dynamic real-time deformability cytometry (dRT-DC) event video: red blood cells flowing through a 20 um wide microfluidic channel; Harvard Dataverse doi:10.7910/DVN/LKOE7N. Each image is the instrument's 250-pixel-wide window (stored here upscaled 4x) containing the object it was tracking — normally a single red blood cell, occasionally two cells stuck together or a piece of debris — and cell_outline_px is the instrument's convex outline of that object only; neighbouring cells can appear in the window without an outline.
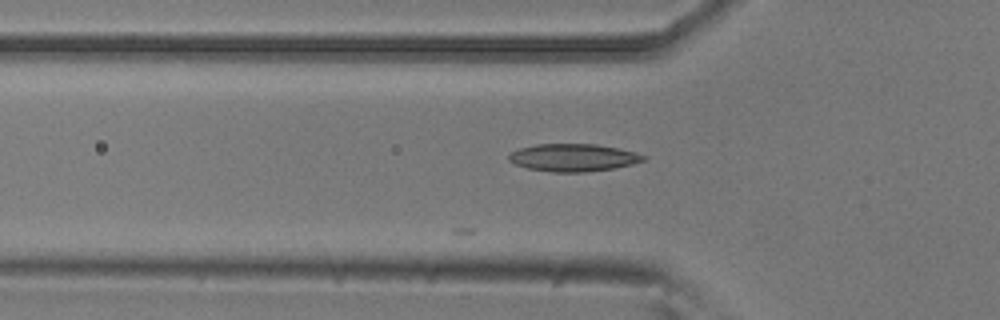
{"species": "common noctule bat (a hibernating species)", "species_latin": "Nyctalus noctula", "temperature_condition": "room temperature", "stored_images_in_passage": 17, "camera_frame_rate_fps": 3000, "um_per_image_px": 0.085, "animal": {"sex": "male", "body_mass_g": 20.5, "forearm_length_mm": 52.5}, "frame": {"image": 1, "passage_image": 17, "time_ms": 5.333, "image_size_px": [1000, 320], "cell_outline_px": [[648, 156], [644, 160], [632, 164], [616, 168], [584, 172], [552, 172], [528, 168], [516, 164], [508, 160], [508, 156], [512, 152], [520, 148], [536, 144], [596, 144], [636, 152]], "centroid_in_image_um": [48.75, 13.39], "position_along_channel_um": 77.1, "area_um2": 21.56}}